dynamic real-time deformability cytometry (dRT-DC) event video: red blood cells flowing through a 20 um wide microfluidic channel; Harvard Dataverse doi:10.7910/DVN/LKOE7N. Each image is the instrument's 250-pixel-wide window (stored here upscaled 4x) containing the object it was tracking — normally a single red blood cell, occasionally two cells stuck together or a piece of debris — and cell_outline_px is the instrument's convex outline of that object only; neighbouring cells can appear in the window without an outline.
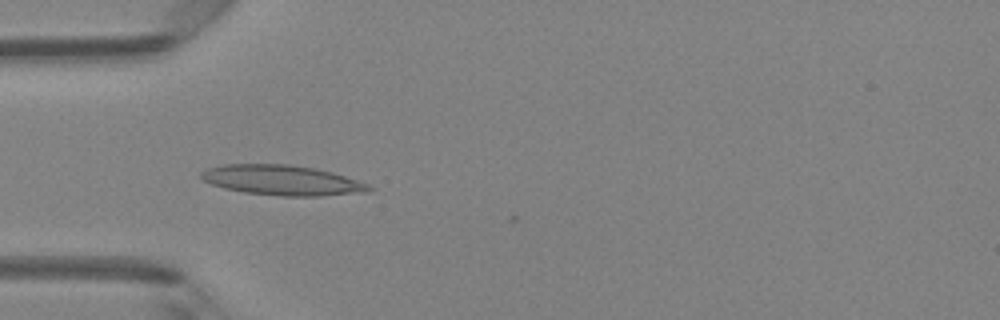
{"species": "Egyptian fruit bat (a non-hibernating species)", "species_latin": "Rousettus aegyptiacus", "temperature_condition": "room temperature", "stored_images_in_passage": 6, "camera_frame_rate_fps": 3000, "um_per_image_px": 0.085, "animal": {"sex": "female"}, "frame": {"image": 1, "passage_image": 4, "time_ms": 1.0, "image_size_px": [1000, 320], "cell_outline_px": [[376, 188], [368, 192], [320, 196], [280, 196], [244, 192], [224, 188], [212, 184], [204, 180], [200, 176], [200, 172], [208, 168], [224, 164], [288, 164], [316, 168], [332, 172], [368, 184]], "centroid_in_image_um": [24.0, 15.32], "position_along_channel_um": 61.0, "area_um2": 29.48}}